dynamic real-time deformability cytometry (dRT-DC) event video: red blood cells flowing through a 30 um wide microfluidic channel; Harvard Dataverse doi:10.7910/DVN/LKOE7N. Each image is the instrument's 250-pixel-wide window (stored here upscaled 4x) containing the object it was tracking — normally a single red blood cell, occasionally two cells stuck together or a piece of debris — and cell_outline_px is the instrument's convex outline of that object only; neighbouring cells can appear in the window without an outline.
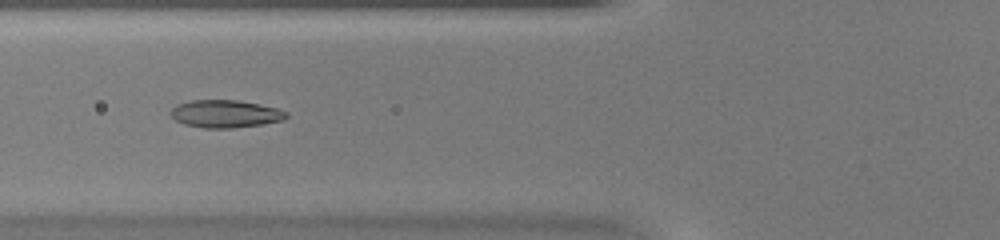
{"species": "common noctule bat (a hibernating species)", "species_latin": "Nyctalus noctula", "temperature_condition": "warm", "stored_images_in_passage": 47, "camera_frame_rate_fps": 3000, "um_per_image_px": 0.085, "animal": {"sex": "female", "body_mass_g": 20.0, "forearm_length_mm": 54.0}, "frame": {"image": 1, "passage_image": 19, "time_ms": 6.0, "image_size_px": [1000, 240], "cell_outline_px": [[288, 116], [284, 120], [264, 124], [232, 128], [204, 128], [184, 124], [176, 120], [168, 112], [176, 104], [192, 100], [236, 100], [260, 104], [276, 108], [288, 112]], "centroid_in_image_um": [19.16, 9.67], "position_along_channel_um": 106.6, "area_um2": 18.73}}
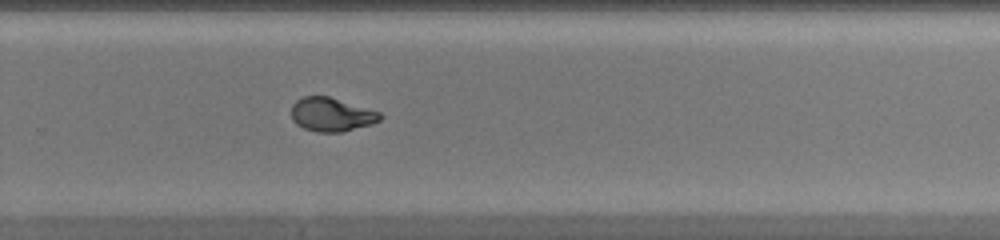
{"frame": {"image": 2, "passage_image": 32, "time_ms": 10.333, "image_size_px": [1000, 240], "cell_outline_px": [[384, 116], [380, 120], [372, 124], [344, 132], [316, 132], [304, 128], [296, 124], [292, 120], [292, 104], [296, 100], [304, 96], [328, 96], [380, 112]], "centroid_in_image_um": [28.18, 9.74], "position_along_channel_um": 301.6, "area_um2": 17.51}}
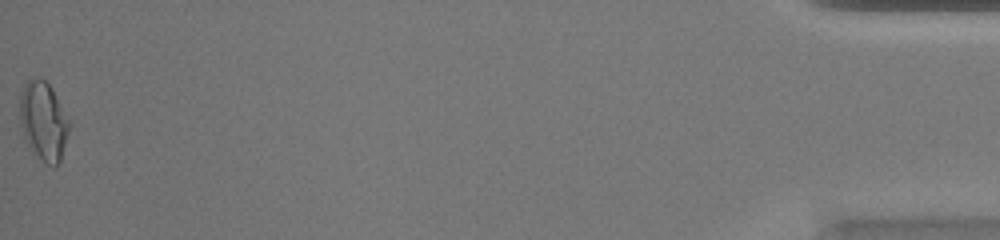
{"frame": {"image": 3, "passage_image": 47, "time_ms": 15.333, "image_size_px": [1000, 240], "cell_outline_px": [[72, 124], [60, 164], [56, 168], [52, 168], [32, 152], [24, 136], [20, 120], [20, 96], [24, 84], [28, 80], [44, 80], [52, 88]], "centroid_in_image_um": [3.74, 10.36], "position_along_channel_um": 431.5, "area_um2": 22.89}}